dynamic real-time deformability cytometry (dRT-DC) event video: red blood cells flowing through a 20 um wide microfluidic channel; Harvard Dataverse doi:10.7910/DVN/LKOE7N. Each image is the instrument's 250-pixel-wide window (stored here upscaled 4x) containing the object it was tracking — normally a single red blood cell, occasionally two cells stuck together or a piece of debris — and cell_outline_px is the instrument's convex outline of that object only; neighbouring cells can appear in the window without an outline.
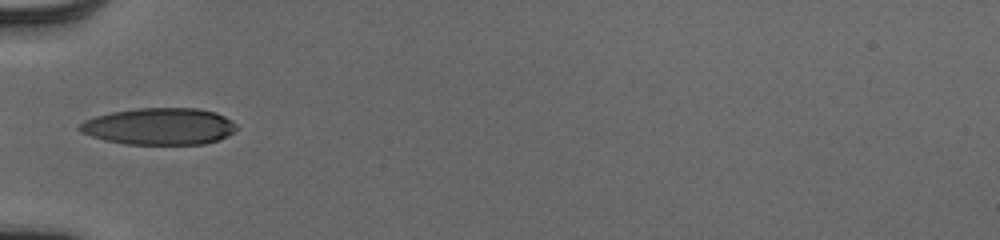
{"species": "human", "species_latin": "Homo sapiens", "temperature_condition": "cold", "stored_images_in_passage": 34, "camera_frame_rate_fps": 3000, "um_per_image_px": 0.085, "donor": {"sex": "male"}, "frame": {"image": 1, "passage_image": 1, "time_ms": 0.0, "image_size_px": [1000, 240], "cell_outline_px": [[240, 128], [228, 136], [220, 140], [204, 144], [124, 144], [104, 140], [80, 132], [76, 128], [84, 120], [96, 116], [112, 112], [136, 108], [200, 108], [216, 112], [232, 120]], "centroid_in_image_um": [13.58, 10.74], "position_along_channel_um": 71.4, "area_um2": 34.04}}
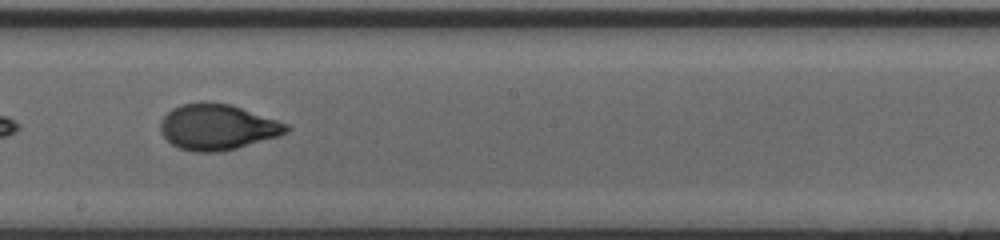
{"frame": {"image": 2, "passage_image": 13, "time_ms": 4.0, "image_size_px": [1000, 240], "cell_outline_px": [[292, 128], [288, 132], [280, 136], [236, 148], [220, 152], [192, 152], [180, 148], [172, 144], [160, 132], [160, 120], [172, 108], [180, 104], [200, 100], [208, 100], [232, 104], [288, 124]], "centroid_in_image_um": [18.48, 10.77], "position_along_channel_um": 229.7, "area_um2": 34.16}}
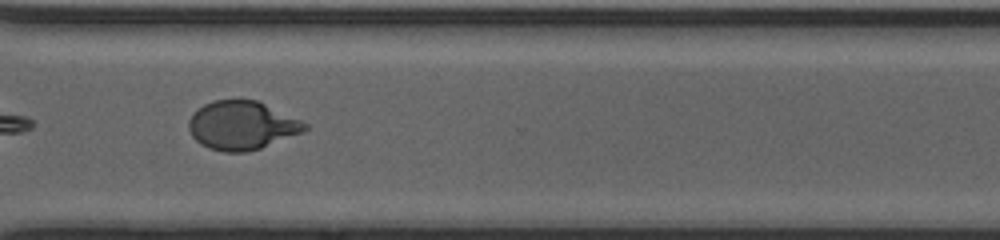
{"frame": {"image": 3, "passage_image": 22, "time_ms": 7.0, "image_size_px": [1000, 240], "cell_outline_px": [[308, 128], [304, 132], [260, 148], [248, 152], [224, 152], [208, 148], [200, 144], [192, 136], [188, 128], [188, 120], [192, 112], [204, 104], [212, 100], [256, 100], [300, 120], [308, 124]], "centroid_in_image_um": [20.52, 10.67], "position_along_channel_um": 350.1, "area_um2": 32.89}, "authors_computed_cell_mechanics": {"area_um2": 33.2928, "velocity_mm_per_s": 3.9977, "shape_relaxation_time_tau1_ms": 4.0834, "shape_relaxation_time_tau2_ms": 0.825, "deformation_change_tau1": 0.1993, "deformation_change_tau2": 0.051}}